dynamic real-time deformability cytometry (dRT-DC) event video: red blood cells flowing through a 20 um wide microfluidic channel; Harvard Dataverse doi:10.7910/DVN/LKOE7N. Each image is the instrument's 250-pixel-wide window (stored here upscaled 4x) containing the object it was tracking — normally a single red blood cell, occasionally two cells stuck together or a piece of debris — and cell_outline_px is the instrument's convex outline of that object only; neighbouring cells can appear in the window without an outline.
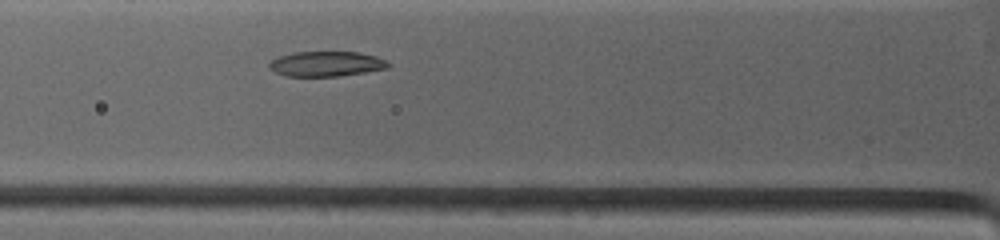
{"species": "common noctule bat (a hibernating species)", "species_latin": "Nyctalus noctula", "temperature_condition": "warm", "stored_images_in_passage": 2, "camera_frame_rate_fps": 4500, "um_per_image_px": 0.085, "animal": {"sex": "female", "body_mass_g": 19.0, "forearm_length_mm": 53.3}, "frame": {"image": 1, "passage_image": 2, "time_ms": 0.667, "image_size_px": [1000, 240], "cell_outline_px": [[392, 64], [388, 68], [364, 72], [336, 76], [284, 76], [268, 68], [268, 64], [276, 56], [292, 52], [360, 52], [376, 56]], "centroid_in_image_um": [27.7, 5.42], "position_along_channel_um": 98.1, "area_um2": 17.46}}